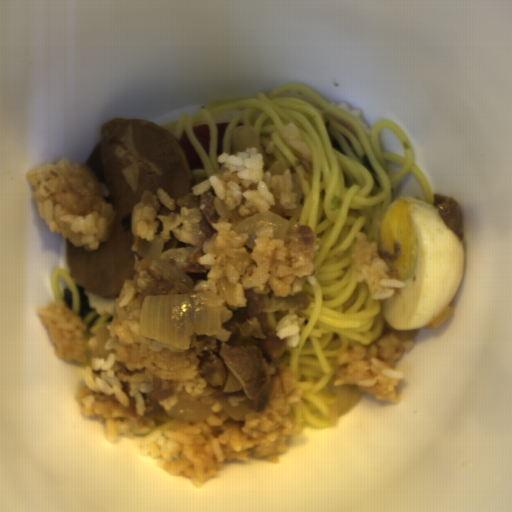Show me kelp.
<instances>
[{
    "mask_svg": "<svg viewBox=\"0 0 512 512\" xmlns=\"http://www.w3.org/2000/svg\"><path fill=\"white\" fill-rule=\"evenodd\" d=\"M76 290L78 292V300H79V309L77 316L83 322L84 317L91 311L92 307L89 302L88 296L85 294V288L81 287L79 284L76 286Z\"/></svg>",
    "mask_w": 512,
    "mask_h": 512,
    "instance_id": "obj_1",
    "label": "kelp"
},
{
    "mask_svg": "<svg viewBox=\"0 0 512 512\" xmlns=\"http://www.w3.org/2000/svg\"><path fill=\"white\" fill-rule=\"evenodd\" d=\"M61 299L65 301L67 308L71 311L72 291L64 287Z\"/></svg>",
    "mask_w": 512,
    "mask_h": 512,
    "instance_id": "obj_2",
    "label": "kelp"
}]
</instances>
